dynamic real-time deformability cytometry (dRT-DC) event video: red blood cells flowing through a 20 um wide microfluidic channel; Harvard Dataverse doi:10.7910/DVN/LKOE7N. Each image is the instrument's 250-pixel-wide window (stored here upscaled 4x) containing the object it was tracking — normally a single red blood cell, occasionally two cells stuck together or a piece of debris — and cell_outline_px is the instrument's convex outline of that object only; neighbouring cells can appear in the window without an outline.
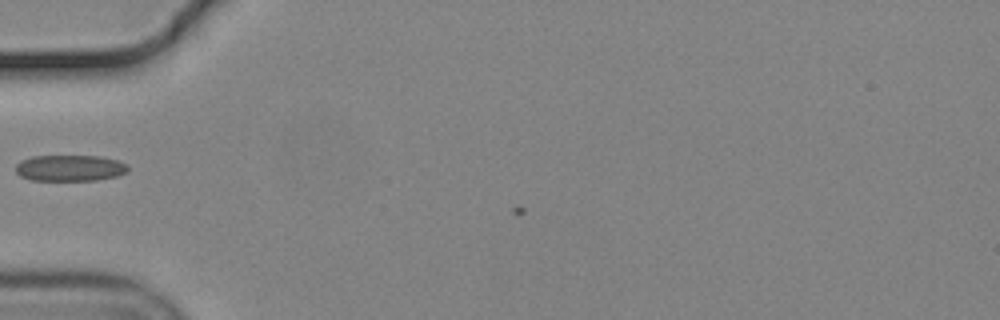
{"species": "common noctule bat (a hibernating species)", "species_latin": "Nyctalus noctula", "temperature_condition": "cold", "stored_images_in_passage": 5, "camera_frame_rate_fps": 3000, "um_per_image_px": 0.085, "animal": {"sex": "male", "body_mass_g": 19.2, "forearm_length_mm": 51.8}, "frame": {"image": 1, "passage_image": 3, "time_ms": 0.667, "image_size_px": [1000, 320], "cell_outline_px": [[128, 172], [116, 176], [96, 180], [28, 180], [20, 176], [16, 172], [16, 164], [20, 160], [32, 156], [100, 156], [116, 160], [128, 164]], "centroid_in_image_um": [5.92, 14.28], "position_along_channel_um": 79.1, "area_um2": 17.22}}